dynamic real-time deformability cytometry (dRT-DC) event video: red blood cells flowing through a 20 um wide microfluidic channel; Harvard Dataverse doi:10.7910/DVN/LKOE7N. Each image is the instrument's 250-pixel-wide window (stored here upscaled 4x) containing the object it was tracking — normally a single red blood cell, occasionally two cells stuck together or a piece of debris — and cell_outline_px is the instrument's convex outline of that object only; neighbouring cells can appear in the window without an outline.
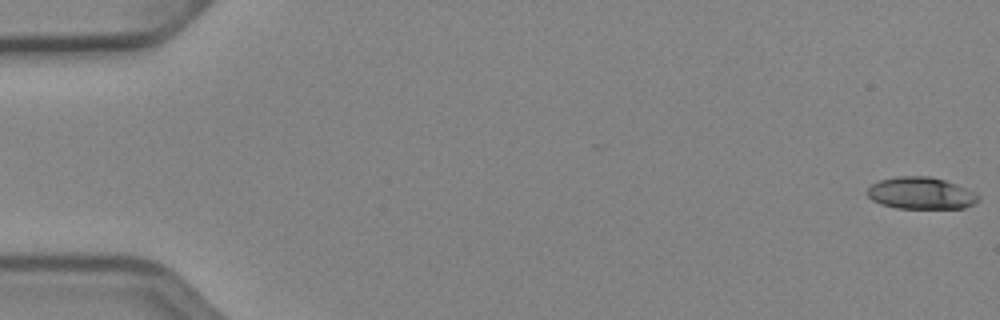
{"species": "Egyptian fruit bat (a non-hibernating species)", "species_latin": "Rousettus aegyptiacus", "temperature_condition": "cold", "stored_images_in_passage": 49, "camera_frame_rate_fps": 3000, "um_per_image_px": 0.085, "animal": {"sex": "female"}, "frame": {"image": 1, "passage_image": 1, "time_ms": 0.0, "image_size_px": [1000, 320], "cell_outline_px": [[980, 200], [976, 204], [964, 208], [896, 208], [880, 204], [872, 200], [864, 192], [872, 184], [880, 180], [896, 176], [928, 176], [944, 180], [956, 184], [980, 196]], "centroid_in_image_um": [78.25, 16.43], "position_along_channel_um": 6.7, "area_um2": 20.75}}
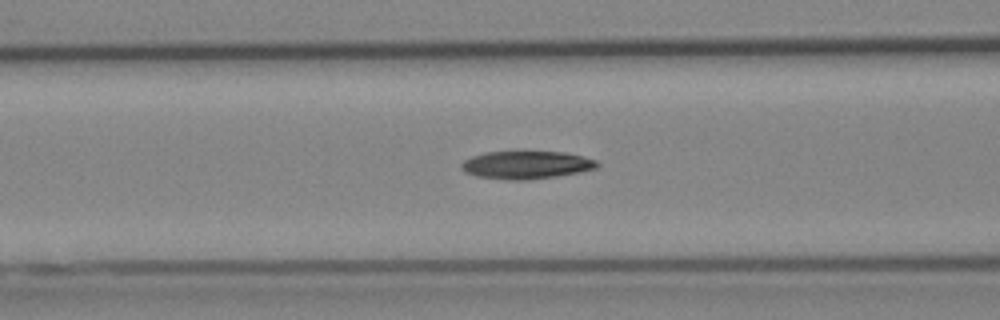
{"frame": {"image": 2, "passage_image": 22, "time_ms": 7.0, "image_size_px": [1000, 320], "cell_outline_px": [[600, 164], [596, 168], [580, 172], [556, 176], [524, 180], [508, 180], [476, 176], [464, 172], [460, 168], [460, 164], [464, 160], [472, 156], [484, 152], [520, 148], [564, 152], [584, 156], [596, 160]], "centroid_in_image_um": [44.7, 13.96], "position_along_channel_um": 121.9, "area_um2": 23.24}}
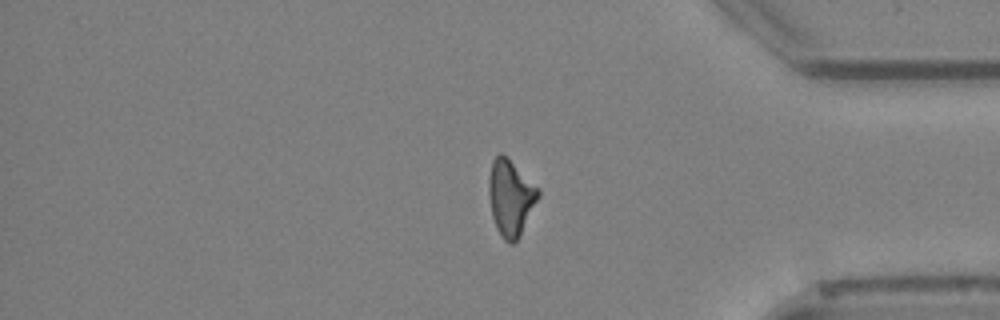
{"frame": {"image": 3, "passage_image": 44, "time_ms": 14.333, "image_size_px": [1000, 320], "cell_outline_px": [[540, 196], [520, 236], [512, 244], [508, 244], [504, 240], [496, 228], [492, 216], [488, 192], [488, 180], [492, 160], [500, 152], [540, 188]], "centroid_in_image_um": [43.4, 16.82], "position_along_channel_um": 391.8, "area_um2": 21.91}}